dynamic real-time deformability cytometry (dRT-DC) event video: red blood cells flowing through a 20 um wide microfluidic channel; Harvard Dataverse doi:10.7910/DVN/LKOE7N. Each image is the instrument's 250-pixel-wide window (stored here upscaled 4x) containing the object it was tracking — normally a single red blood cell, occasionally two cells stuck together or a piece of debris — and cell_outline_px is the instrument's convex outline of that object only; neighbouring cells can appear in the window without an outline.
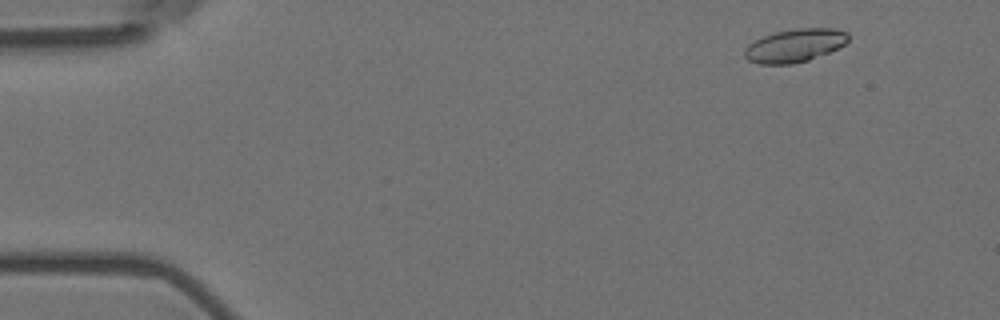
{"species": "Egyptian fruit bat (a non-hibernating species)", "species_latin": "Rousettus aegyptiacus", "temperature_condition": "room temperature", "stored_images_in_passage": 55, "camera_frame_rate_fps": 3000, "um_per_image_px": 0.085, "animal": {"sex": "female"}, "frame": {"image": 1, "passage_image": 4, "time_ms": 1.0, "image_size_px": [1000, 320], "cell_outline_px": [[848, 40], [844, 44], [828, 52], [808, 60], [792, 64], [760, 64], [748, 60], [744, 56], [744, 48], [748, 44], [764, 36], [776, 32], [796, 28], [836, 28], [848, 32]], "centroid_in_image_um": [67.54, 3.86], "position_along_channel_um": 17.5, "area_um2": 19.94}}
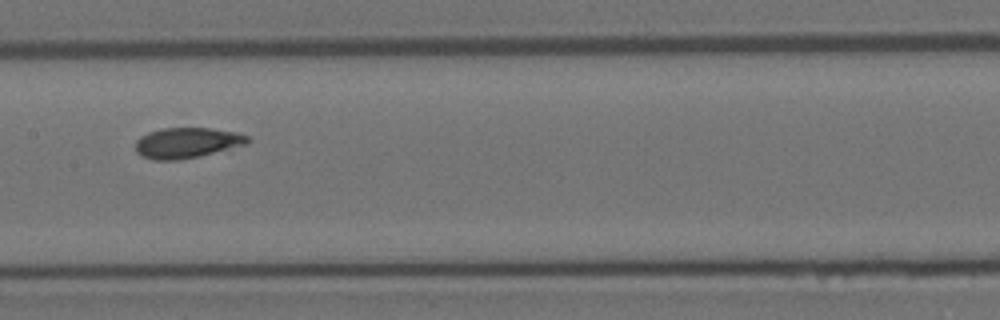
{"frame": {"image": 2, "passage_image": 27, "time_ms": 8.667, "image_size_px": [1000, 320], "cell_outline_px": [[252, 140], [248, 144], [200, 156], [176, 160], [152, 160], [140, 156], [136, 152], [136, 140], [140, 136], [148, 132], [160, 128], [208, 128], [236, 132], [248, 136]], "centroid_in_image_um": [15.88, 12.14], "position_along_channel_um": 191.5, "area_um2": 20.11}}
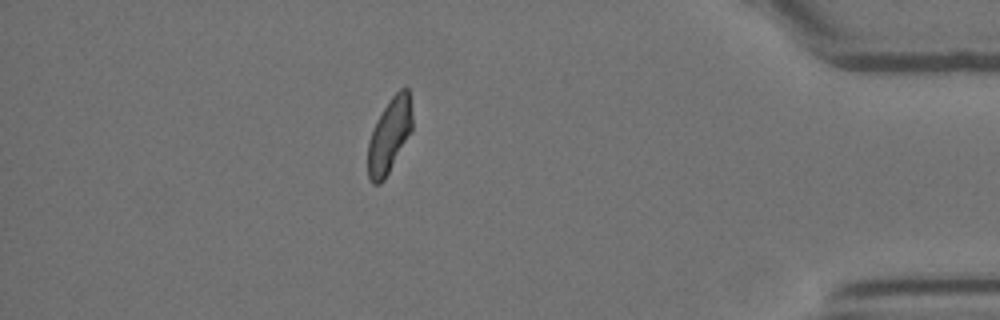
{"frame": {"image": 3, "passage_image": 48, "time_ms": 15.667, "image_size_px": [1000, 320], "cell_outline_px": [[412, 132], [384, 180], [380, 184], [372, 184], [368, 176], [368, 140], [376, 120], [392, 96], [400, 88], [408, 88], [412, 116]], "centroid_in_image_um": [33.09, 11.54], "position_along_channel_um": 402.1, "area_um2": 19.31}, "authors_computed_cell_mechanics": {"area_um2": 20.1144, "velocity_mm_per_s": 3.5998, "shape_relaxation_time_tau1_ms": 6.6956, "shape_relaxation_time_tau2_ms": 1.2929, "deformation_change_tau1": 0.1755, "deformation_change_tau2": 0.0595}}